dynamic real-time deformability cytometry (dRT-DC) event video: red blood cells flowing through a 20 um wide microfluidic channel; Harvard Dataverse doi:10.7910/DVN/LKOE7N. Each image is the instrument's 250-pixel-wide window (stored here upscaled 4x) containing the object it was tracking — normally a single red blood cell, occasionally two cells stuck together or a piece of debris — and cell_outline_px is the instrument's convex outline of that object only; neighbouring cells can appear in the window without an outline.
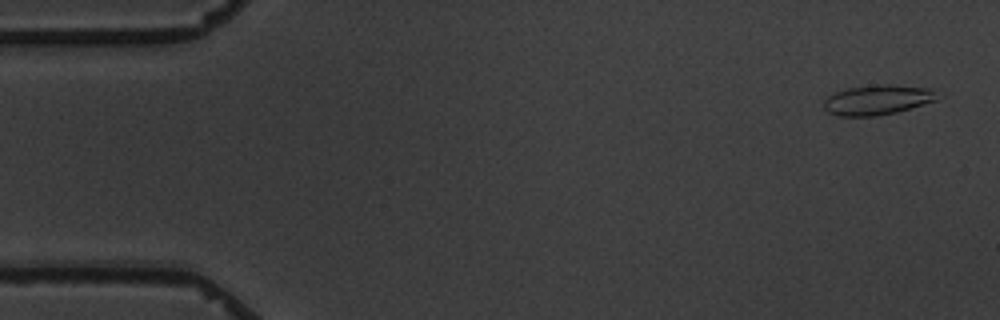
{"species": "common noctule bat (a hibernating species)", "species_latin": "Nyctalus noctula", "temperature_condition": "warm", "stored_images_in_passage": 5, "camera_frame_rate_fps": 3000, "um_per_image_px": 0.085, "animal": {"sex": "male", "body_mass_g": 19.5, "forearm_length_mm": 54.6}, "frame": {"image": 1, "passage_image": 1, "time_ms": 0.0, "image_size_px": [1000, 320], "cell_outline_px": [[944, 96], [936, 100], [896, 112], [876, 116], [840, 116], [828, 112], [824, 108], [824, 100], [828, 96], [836, 92], [848, 88], [880, 84], [892, 84], [928, 88]], "centroid_in_image_um": [74.61, 8.48], "position_along_channel_um": 10.4, "area_um2": 19.77}}
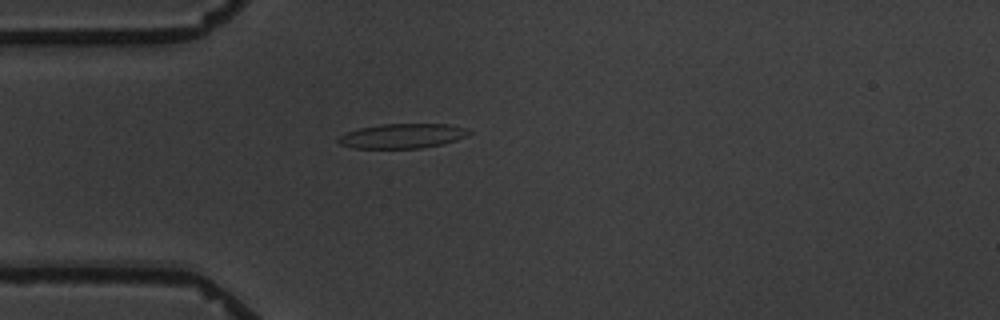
{"frame": {"image": 2, "passage_image": 5, "time_ms": 4.333, "image_size_px": [1000, 320], "cell_outline_px": [[472, 132], [456, 140], [444, 144], [420, 148], [356, 148], [340, 144], [336, 140], [340, 136], [348, 132], [360, 128], [380, 124], [448, 124], [464, 128]], "centroid_in_image_um": [34.2, 11.56], "position_along_channel_um": 50.8, "area_um2": 18.55}}